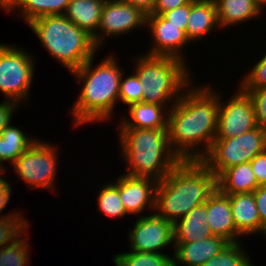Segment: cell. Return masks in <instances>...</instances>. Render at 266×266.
<instances>
[{
  "mask_svg": "<svg viewBox=\"0 0 266 266\" xmlns=\"http://www.w3.org/2000/svg\"><path fill=\"white\" fill-rule=\"evenodd\" d=\"M218 109L214 87L191 83L169 110V145L181 161L201 160L207 154L217 133Z\"/></svg>",
  "mask_w": 266,
  "mask_h": 266,
  "instance_id": "1",
  "label": "cell"
},
{
  "mask_svg": "<svg viewBox=\"0 0 266 266\" xmlns=\"http://www.w3.org/2000/svg\"><path fill=\"white\" fill-rule=\"evenodd\" d=\"M95 57L71 72L82 87L71 108L75 127L110 120L119 102L120 79L124 71L117 56L110 54L94 67Z\"/></svg>",
  "mask_w": 266,
  "mask_h": 266,
  "instance_id": "2",
  "label": "cell"
},
{
  "mask_svg": "<svg viewBox=\"0 0 266 266\" xmlns=\"http://www.w3.org/2000/svg\"><path fill=\"white\" fill-rule=\"evenodd\" d=\"M216 188L217 177L200 160L180 161L158 182L154 212L175 224Z\"/></svg>",
  "mask_w": 266,
  "mask_h": 266,
  "instance_id": "3",
  "label": "cell"
},
{
  "mask_svg": "<svg viewBox=\"0 0 266 266\" xmlns=\"http://www.w3.org/2000/svg\"><path fill=\"white\" fill-rule=\"evenodd\" d=\"M118 132L126 175L159 182L181 161L170 148L167 128H119Z\"/></svg>",
  "mask_w": 266,
  "mask_h": 266,
  "instance_id": "4",
  "label": "cell"
},
{
  "mask_svg": "<svg viewBox=\"0 0 266 266\" xmlns=\"http://www.w3.org/2000/svg\"><path fill=\"white\" fill-rule=\"evenodd\" d=\"M27 26L49 55L70 73L80 68L100 50L94 44L92 36L78 28L65 15L42 16Z\"/></svg>",
  "mask_w": 266,
  "mask_h": 266,
  "instance_id": "5",
  "label": "cell"
},
{
  "mask_svg": "<svg viewBox=\"0 0 266 266\" xmlns=\"http://www.w3.org/2000/svg\"><path fill=\"white\" fill-rule=\"evenodd\" d=\"M142 55V56H141ZM135 61L134 73L142 84V102L165 106L170 110L191 84L188 61L173 57L141 54ZM189 69V70H188Z\"/></svg>",
  "mask_w": 266,
  "mask_h": 266,
  "instance_id": "6",
  "label": "cell"
},
{
  "mask_svg": "<svg viewBox=\"0 0 266 266\" xmlns=\"http://www.w3.org/2000/svg\"><path fill=\"white\" fill-rule=\"evenodd\" d=\"M266 150V131L258 126L239 136L214 139L200 160L217 178L228 168L249 163Z\"/></svg>",
  "mask_w": 266,
  "mask_h": 266,
  "instance_id": "7",
  "label": "cell"
},
{
  "mask_svg": "<svg viewBox=\"0 0 266 266\" xmlns=\"http://www.w3.org/2000/svg\"><path fill=\"white\" fill-rule=\"evenodd\" d=\"M34 59L25 48L0 43V92L5 100L19 106L27 102L35 75Z\"/></svg>",
  "mask_w": 266,
  "mask_h": 266,
  "instance_id": "8",
  "label": "cell"
},
{
  "mask_svg": "<svg viewBox=\"0 0 266 266\" xmlns=\"http://www.w3.org/2000/svg\"><path fill=\"white\" fill-rule=\"evenodd\" d=\"M48 141H36L25 150L12 165L14 173L20 177L22 181L27 183L29 188H40L46 190H57L56 174L58 161V149ZM58 151V152H57ZM55 183V184H54ZM53 189V190H52Z\"/></svg>",
  "mask_w": 266,
  "mask_h": 266,
  "instance_id": "9",
  "label": "cell"
},
{
  "mask_svg": "<svg viewBox=\"0 0 266 266\" xmlns=\"http://www.w3.org/2000/svg\"><path fill=\"white\" fill-rule=\"evenodd\" d=\"M146 16L147 14L140 8L130 3L121 0H105L98 31L92 37L94 44L102 48L109 37L129 34L128 32L143 28V26L145 29Z\"/></svg>",
  "mask_w": 266,
  "mask_h": 266,
  "instance_id": "10",
  "label": "cell"
},
{
  "mask_svg": "<svg viewBox=\"0 0 266 266\" xmlns=\"http://www.w3.org/2000/svg\"><path fill=\"white\" fill-rule=\"evenodd\" d=\"M228 101L219 94L217 133L215 139L231 138L257 127L252 100L239 86ZM221 95V96H220Z\"/></svg>",
  "mask_w": 266,
  "mask_h": 266,
  "instance_id": "11",
  "label": "cell"
},
{
  "mask_svg": "<svg viewBox=\"0 0 266 266\" xmlns=\"http://www.w3.org/2000/svg\"><path fill=\"white\" fill-rule=\"evenodd\" d=\"M127 235L132 251L164 253L162 249L169 246L175 249L174 224L155 212L140 216Z\"/></svg>",
  "mask_w": 266,
  "mask_h": 266,
  "instance_id": "12",
  "label": "cell"
},
{
  "mask_svg": "<svg viewBox=\"0 0 266 266\" xmlns=\"http://www.w3.org/2000/svg\"><path fill=\"white\" fill-rule=\"evenodd\" d=\"M146 27L153 40L149 52L144 54L149 56L173 57L186 62L184 58V47L191 43L182 26L170 24L162 15L148 14L146 16ZM183 50V52H182Z\"/></svg>",
  "mask_w": 266,
  "mask_h": 266,
  "instance_id": "13",
  "label": "cell"
},
{
  "mask_svg": "<svg viewBox=\"0 0 266 266\" xmlns=\"http://www.w3.org/2000/svg\"><path fill=\"white\" fill-rule=\"evenodd\" d=\"M119 175V195L129 215H141L145 209L155 210L158 181L148 177Z\"/></svg>",
  "mask_w": 266,
  "mask_h": 266,
  "instance_id": "14",
  "label": "cell"
},
{
  "mask_svg": "<svg viewBox=\"0 0 266 266\" xmlns=\"http://www.w3.org/2000/svg\"><path fill=\"white\" fill-rule=\"evenodd\" d=\"M212 234L224 238L229 243L240 242L230 205V195L223 194L218 188L207 200V220ZM239 237V238H238Z\"/></svg>",
  "mask_w": 266,
  "mask_h": 266,
  "instance_id": "15",
  "label": "cell"
},
{
  "mask_svg": "<svg viewBox=\"0 0 266 266\" xmlns=\"http://www.w3.org/2000/svg\"><path fill=\"white\" fill-rule=\"evenodd\" d=\"M228 243L224 238L215 235L191 243H174L173 266H202Z\"/></svg>",
  "mask_w": 266,
  "mask_h": 266,
  "instance_id": "16",
  "label": "cell"
},
{
  "mask_svg": "<svg viewBox=\"0 0 266 266\" xmlns=\"http://www.w3.org/2000/svg\"><path fill=\"white\" fill-rule=\"evenodd\" d=\"M219 27L217 8L214 0H191L190 15L187 20L186 35L192 44L206 38Z\"/></svg>",
  "mask_w": 266,
  "mask_h": 266,
  "instance_id": "17",
  "label": "cell"
},
{
  "mask_svg": "<svg viewBox=\"0 0 266 266\" xmlns=\"http://www.w3.org/2000/svg\"><path fill=\"white\" fill-rule=\"evenodd\" d=\"M127 114L122 115L118 128L157 129L167 128L168 112L165 106L138 102L128 106Z\"/></svg>",
  "mask_w": 266,
  "mask_h": 266,
  "instance_id": "18",
  "label": "cell"
},
{
  "mask_svg": "<svg viewBox=\"0 0 266 266\" xmlns=\"http://www.w3.org/2000/svg\"><path fill=\"white\" fill-rule=\"evenodd\" d=\"M207 220V201L192 208L174 224V243H191L213 236Z\"/></svg>",
  "mask_w": 266,
  "mask_h": 266,
  "instance_id": "19",
  "label": "cell"
},
{
  "mask_svg": "<svg viewBox=\"0 0 266 266\" xmlns=\"http://www.w3.org/2000/svg\"><path fill=\"white\" fill-rule=\"evenodd\" d=\"M230 205L235 227L242 236L261 234V221L253 192L230 195Z\"/></svg>",
  "mask_w": 266,
  "mask_h": 266,
  "instance_id": "20",
  "label": "cell"
},
{
  "mask_svg": "<svg viewBox=\"0 0 266 266\" xmlns=\"http://www.w3.org/2000/svg\"><path fill=\"white\" fill-rule=\"evenodd\" d=\"M219 27L230 28L260 17L263 8L256 0H214ZM248 20V21H247ZM229 26V27H228Z\"/></svg>",
  "mask_w": 266,
  "mask_h": 266,
  "instance_id": "21",
  "label": "cell"
},
{
  "mask_svg": "<svg viewBox=\"0 0 266 266\" xmlns=\"http://www.w3.org/2000/svg\"><path fill=\"white\" fill-rule=\"evenodd\" d=\"M105 0H70L64 15L78 28L94 36Z\"/></svg>",
  "mask_w": 266,
  "mask_h": 266,
  "instance_id": "22",
  "label": "cell"
},
{
  "mask_svg": "<svg viewBox=\"0 0 266 266\" xmlns=\"http://www.w3.org/2000/svg\"><path fill=\"white\" fill-rule=\"evenodd\" d=\"M257 187L250 162L230 167L217 178V188L225 195L250 193Z\"/></svg>",
  "mask_w": 266,
  "mask_h": 266,
  "instance_id": "23",
  "label": "cell"
},
{
  "mask_svg": "<svg viewBox=\"0 0 266 266\" xmlns=\"http://www.w3.org/2000/svg\"><path fill=\"white\" fill-rule=\"evenodd\" d=\"M10 122L0 132V171L6 172L4 162L14 164L16 159L27 150L37 139V137L27 136L18 126L11 125Z\"/></svg>",
  "mask_w": 266,
  "mask_h": 266,
  "instance_id": "24",
  "label": "cell"
},
{
  "mask_svg": "<svg viewBox=\"0 0 266 266\" xmlns=\"http://www.w3.org/2000/svg\"><path fill=\"white\" fill-rule=\"evenodd\" d=\"M69 2L70 0H15L4 12H18L17 16L23 17L29 24L42 16L64 15Z\"/></svg>",
  "mask_w": 266,
  "mask_h": 266,
  "instance_id": "25",
  "label": "cell"
},
{
  "mask_svg": "<svg viewBox=\"0 0 266 266\" xmlns=\"http://www.w3.org/2000/svg\"><path fill=\"white\" fill-rule=\"evenodd\" d=\"M115 266H173V257L165 253L128 251L115 254Z\"/></svg>",
  "mask_w": 266,
  "mask_h": 266,
  "instance_id": "26",
  "label": "cell"
},
{
  "mask_svg": "<svg viewBox=\"0 0 266 266\" xmlns=\"http://www.w3.org/2000/svg\"><path fill=\"white\" fill-rule=\"evenodd\" d=\"M97 194V208L108 218H123L128 215L119 195V177L113 183L102 186Z\"/></svg>",
  "mask_w": 266,
  "mask_h": 266,
  "instance_id": "27",
  "label": "cell"
},
{
  "mask_svg": "<svg viewBox=\"0 0 266 266\" xmlns=\"http://www.w3.org/2000/svg\"><path fill=\"white\" fill-rule=\"evenodd\" d=\"M27 231L28 228L12 243L0 248V266H30L31 253L30 243L27 242Z\"/></svg>",
  "mask_w": 266,
  "mask_h": 266,
  "instance_id": "28",
  "label": "cell"
},
{
  "mask_svg": "<svg viewBox=\"0 0 266 266\" xmlns=\"http://www.w3.org/2000/svg\"><path fill=\"white\" fill-rule=\"evenodd\" d=\"M241 243H228L217 255L202 266H250L252 261ZM251 261V262H250Z\"/></svg>",
  "mask_w": 266,
  "mask_h": 266,
  "instance_id": "29",
  "label": "cell"
},
{
  "mask_svg": "<svg viewBox=\"0 0 266 266\" xmlns=\"http://www.w3.org/2000/svg\"><path fill=\"white\" fill-rule=\"evenodd\" d=\"M29 224L22 215L0 218V248L12 243L29 228Z\"/></svg>",
  "mask_w": 266,
  "mask_h": 266,
  "instance_id": "30",
  "label": "cell"
},
{
  "mask_svg": "<svg viewBox=\"0 0 266 266\" xmlns=\"http://www.w3.org/2000/svg\"><path fill=\"white\" fill-rule=\"evenodd\" d=\"M142 97V84L137 75L132 72V74L125 77L123 72L119 86V101L129 106L133 103L142 102Z\"/></svg>",
  "mask_w": 266,
  "mask_h": 266,
  "instance_id": "31",
  "label": "cell"
},
{
  "mask_svg": "<svg viewBox=\"0 0 266 266\" xmlns=\"http://www.w3.org/2000/svg\"><path fill=\"white\" fill-rule=\"evenodd\" d=\"M253 66L247 74L241 77V82L238 83L241 89H261L266 87V52Z\"/></svg>",
  "mask_w": 266,
  "mask_h": 266,
  "instance_id": "32",
  "label": "cell"
},
{
  "mask_svg": "<svg viewBox=\"0 0 266 266\" xmlns=\"http://www.w3.org/2000/svg\"><path fill=\"white\" fill-rule=\"evenodd\" d=\"M252 100L257 126L266 131V87L261 89H242Z\"/></svg>",
  "mask_w": 266,
  "mask_h": 266,
  "instance_id": "33",
  "label": "cell"
},
{
  "mask_svg": "<svg viewBox=\"0 0 266 266\" xmlns=\"http://www.w3.org/2000/svg\"><path fill=\"white\" fill-rule=\"evenodd\" d=\"M190 15V2L173 10L164 12L162 16L175 26H182V30L186 33L187 20Z\"/></svg>",
  "mask_w": 266,
  "mask_h": 266,
  "instance_id": "34",
  "label": "cell"
},
{
  "mask_svg": "<svg viewBox=\"0 0 266 266\" xmlns=\"http://www.w3.org/2000/svg\"><path fill=\"white\" fill-rule=\"evenodd\" d=\"M5 173L6 172H4V171H0V213L4 211V209L6 208L8 203L10 202L9 200L11 197V190H12V188H11L12 186L10 185L11 181L8 182V180L5 176L6 175ZM4 178H6V179H4ZM13 212H14V214H13ZM14 215H23V213L21 214L18 211L17 212L12 211V212H10V214L8 212V215L7 214H4V215L0 214V218L14 216Z\"/></svg>",
  "mask_w": 266,
  "mask_h": 266,
  "instance_id": "35",
  "label": "cell"
},
{
  "mask_svg": "<svg viewBox=\"0 0 266 266\" xmlns=\"http://www.w3.org/2000/svg\"><path fill=\"white\" fill-rule=\"evenodd\" d=\"M261 221V235L266 234V186H259L253 191Z\"/></svg>",
  "mask_w": 266,
  "mask_h": 266,
  "instance_id": "36",
  "label": "cell"
},
{
  "mask_svg": "<svg viewBox=\"0 0 266 266\" xmlns=\"http://www.w3.org/2000/svg\"><path fill=\"white\" fill-rule=\"evenodd\" d=\"M253 173L258 186H266V150L256 155L251 161Z\"/></svg>",
  "mask_w": 266,
  "mask_h": 266,
  "instance_id": "37",
  "label": "cell"
},
{
  "mask_svg": "<svg viewBox=\"0 0 266 266\" xmlns=\"http://www.w3.org/2000/svg\"><path fill=\"white\" fill-rule=\"evenodd\" d=\"M20 107L16 102L6 100L0 103V132L12 121V116L14 115Z\"/></svg>",
  "mask_w": 266,
  "mask_h": 266,
  "instance_id": "38",
  "label": "cell"
},
{
  "mask_svg": "<svg viewBox=\"0 0 266 266\" xmlns=\"http://www.w3.org/2000/svg\"><path fill=\"white\" fill-rule=\"evenodd\" d=\"M191 0H157L156 6L151 14L162 15L164 12L188 4Z\"/></svg>",
  "mask_w": 266,
  "mask_h": 266,
  "instance_id": "39",
  "label": "cell"
},
{
  "mask_svg": "<svg viewBox=\"0 0 266 266\" xmlns=\"http://www.w3.org/2000/svg\"><path fill=\"white\" fill-rule=\"evenodd\" d=\"M140 8L145 14H151L156 6L157 0H121Z\"/></svg>",
  "mask_w": 266,
  "mask_h": 266,
  "instance_id": "40",
  "label": "cell"
},
{
  "mask_svg": "<svg viewBox=\"0 0 266 266\" xmlns=\"http://www.w3.org/2000/svg\"><path fill=\"white\" fill-rule=\"evenodd\" d=\"M14 1L15 0H0V9L5 11Z\"/></svg>",
  "mask_w": 266,
  "mask_h": 266,
  "instance_id": "41",
  "label": "cell"
},
{
  "mask_svg": "<svg viewBox=\"0 0 266 266\" xmlns=\"http://www.w3.org/2000/svg\"><path fill=\"white\" fill-rule=\"evenodd\" d=\"M260 5H261V7L263 8V9H265L266 8V0H256ZM265 7V8H264Z\"/></svg>",
  "mask_w": 266,
  "mask_h": 266,
  "instance_id": "42",
  "label": "cell"
}]
</instances>
